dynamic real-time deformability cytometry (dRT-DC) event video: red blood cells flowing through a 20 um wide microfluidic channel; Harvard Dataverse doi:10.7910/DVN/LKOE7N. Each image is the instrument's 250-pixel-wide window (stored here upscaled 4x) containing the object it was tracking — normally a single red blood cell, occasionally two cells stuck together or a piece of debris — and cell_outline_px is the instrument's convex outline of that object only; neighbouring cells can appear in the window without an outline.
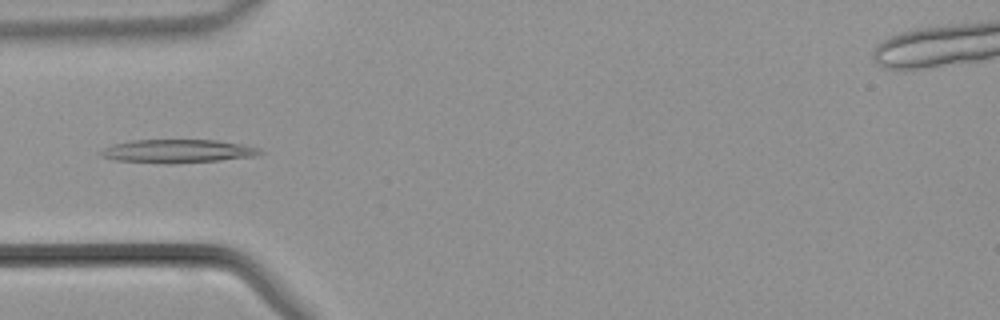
{"species": "common noctule bat (a hibernating species)", "species_latin": "Nyctalus noctula", "temperature_condition": "warm", "stored_images_in_passage": 44, "segment_of_instrument_passage": [1, 2], "camera_frame_rate_fps": 3000, "um_per_image_px": 0.085, "animal": {"sex": "male", "body_mass_g": 21.5, "forearm_length_mm": 52.0}, "frame": {"image": 1, "passage_image": 13, "time_ms": 4.0, "image_size_px": [1000, 320], "cell_outline_px": [[264, 152], [256, 156], [220, 160], [172, 164], [164, 164], [112, 160], [100, 156], [96, 152], [112, 144], [132, 140], [216, 140], [240, 144], [260, 148]], "centroid_in_image_um": [15.03, 12.86], "position_along_channel_um": 70.0, "area_um2": 22.02}}
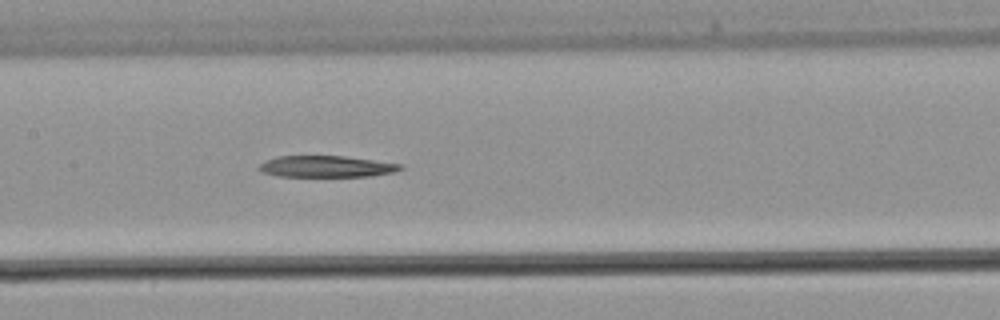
{"frame": {"image": 2, "passage_image": 20, "time_ms": 6.333, "image_size_px": [1000, 320], "cell_outline_px": [[404, 168], [396, 172], [372, 176], [276, 176], [260, 172], [256, 168], [264, 160], [276, 156], [344, 156], [404, 164]], "centroid_in_image_um": [27.73, 14.15], "position_along_channel_um": 179.7, "area_um2": 17.92}}
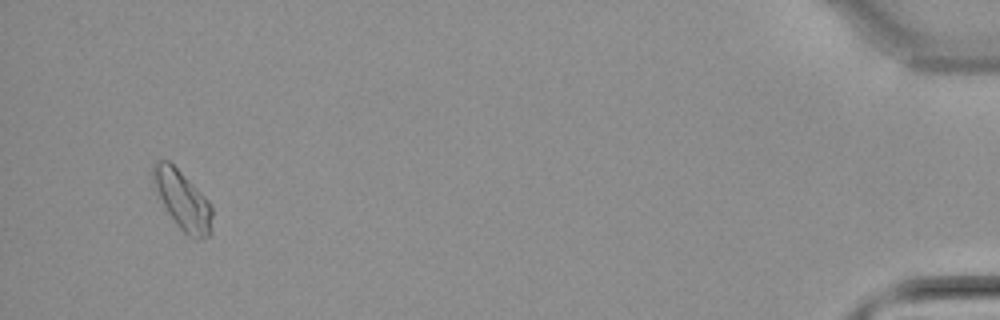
{"frame": {"image": 3, "passage_image": 41, "time_ms": 13.333, "image_size_px": [1000, 320], "cell_outline_px": [[212, 232], [208, 236], [200, 240], [192, 240], [176, 224], [168, 212], [152, 180], [152, 164], [156, 160], [168, 160], [208, 200], [212, 208]], "centroid_in_image_um": [15.54, 17.06], "position_along_channel_um": 419.7, "area_um2": 20.0}}